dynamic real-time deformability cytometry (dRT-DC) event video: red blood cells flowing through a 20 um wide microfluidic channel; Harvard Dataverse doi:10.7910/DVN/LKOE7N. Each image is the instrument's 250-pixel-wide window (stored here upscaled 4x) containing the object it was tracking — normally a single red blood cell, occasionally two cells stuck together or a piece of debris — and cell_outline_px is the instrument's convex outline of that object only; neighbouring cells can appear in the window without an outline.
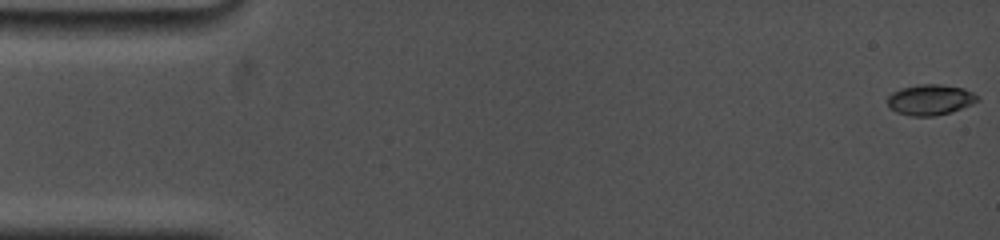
{"species": "common noctule bat (a hibernating species)", "species_latin": "Nyctalus noctula", "temperature_condition": "cold", "stored_images_in_passage": 42, "camera_frame_rate_fps": 5000, "um_per_image_px": 0.085, "animal": {"sex": "female", "body_mass_g": 19.0, "forearm_length_mm": 53.3}, "frame": {"image": 1, "passage_image": 1, "time_ms": 0.0, "image_size_px": [1000, 240], "cell_outline_px": [[980, 100], [972, 104], [936, 116], [912, 116], [896, 112], [888, 104], [888, 96], [892, 92], [900, 88], [920, 84], [940, 84], [964, 88], [980, 96]], "centroid_in_image_um": [79.08, 8.46], "position_along_channel_um": 5.9, "area_um2": 16.01}}
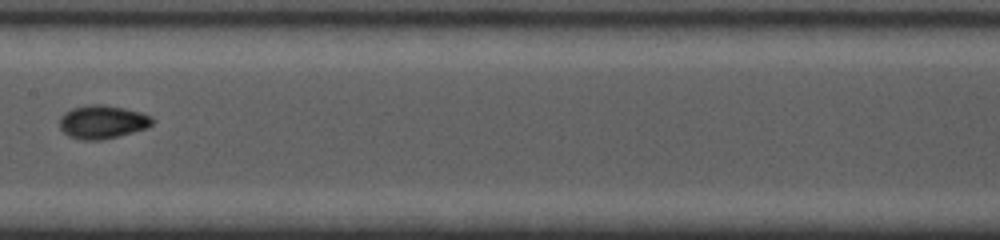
{"frame": {"image": 2, "passage_image": 22, "time_ms": 8.8, "image_size_px": [1000, 240], "cell_outline_px": [[156, 120], [148, 128], [100, 140], [80, 140], [68, 136], [60, 128], [60, 116], [64, 112], [72, 108], [88, 104], [104, 104], [124, 108], [140, 112], [152, 116]], "centroid_in_image_um": [8.71, 10.35], "position_along_channel_um": 198.7, "area_um2": 18.21}}
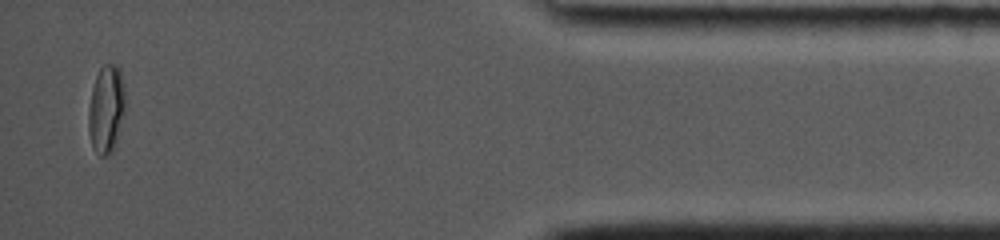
{"frame": {"image": 3, "passage_image": 41, "time_ms": 16.2, "image_size_px": [1000, 240], "cell_outline_px": [[128, 104], [112, 152], [108, 156], [100, 156], [92, 148], [88, 132], [88, 112], [92, 88], [96, 76], [100, 68], [104, 64], [116, 64], [120, 68], [124, 84]], "centroid_in_image_um": [9.06, 9.26], "position_along_channel_um": 426.1, "area_um2": 19.48}, "authors_computed_cell_mechanics": {"area_um2": 16.5597, "velocity_mm_per_s": 3.7367, "shape_relaxation_time_tau1_ms": 5.2265, "shape_relaxation_time_tau2_ms": 1.2175, "deformation_change_tau1": 0.1662, "deformation_change_tau2": 0.0297}}